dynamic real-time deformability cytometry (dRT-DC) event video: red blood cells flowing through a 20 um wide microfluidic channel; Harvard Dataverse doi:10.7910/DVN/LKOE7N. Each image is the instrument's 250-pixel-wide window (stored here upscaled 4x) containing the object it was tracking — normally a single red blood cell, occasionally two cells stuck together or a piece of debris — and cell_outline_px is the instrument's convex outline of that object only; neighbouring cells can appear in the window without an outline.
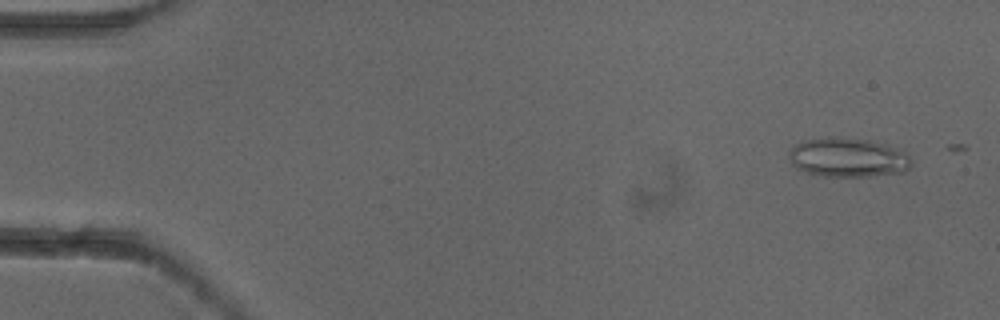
{"species": "common noctule bat (a hibernating species)", "species_latin": "Nyctalus noctula", "temperature_condition": "cold", "stored_images_in_passage": 3, "camera_frame_rate_fps": 3000, "um_per_image_px": 0.085, "animal": {"sex": "female"}, "frame": {"image": 1, "passage_image": 1, "time_ms": 0.0, "image_size_px": [1000, 320], "cell_outline_px": [[912, 164], [904, 172], [868, 176], [824, 176], [808, 172], [796, 168], [792, 164], [788, 156], [788, 152], [792, 144], [804, 140], [828, 136], [836, 136], [872, 140], [896, 148], [908, 156], [912, 160]], "centroid_in_image_um": [72.02, 13.36], "position_along_channel_um": 13.0, "area_um2": 28.21}}